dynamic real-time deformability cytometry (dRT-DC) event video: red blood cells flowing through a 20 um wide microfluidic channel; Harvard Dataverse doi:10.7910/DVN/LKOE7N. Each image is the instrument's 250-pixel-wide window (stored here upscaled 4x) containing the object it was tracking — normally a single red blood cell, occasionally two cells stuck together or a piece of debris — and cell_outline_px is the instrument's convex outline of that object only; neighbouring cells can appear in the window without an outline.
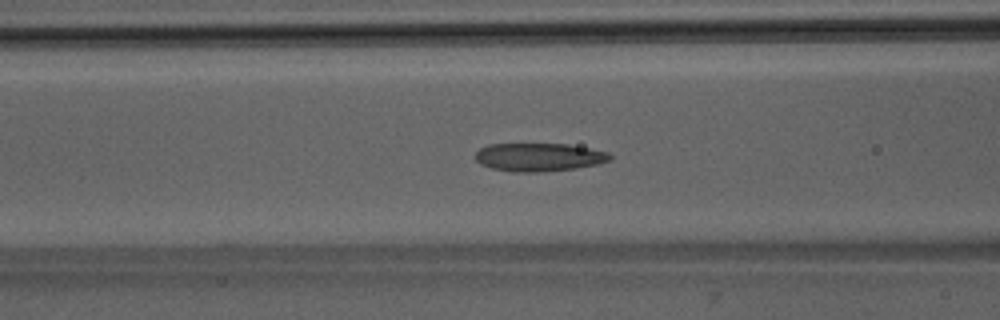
{"species": "Egyptian fruit bat (a non-hibernating species)", "species_latin": "Rousettus aegyptiacus", "temperature_condition": "room temperature", "stored_images_in_passage": 51, "camera_frame_rate_fps": 3000, "um_per_image_px": 0.085, "animal": {"sex": "male"}, "frame": {"image": 1, "passage_image": 20, "time_ms": 6.333, "image_size_px": [1000, 320], "cell_outline_px": [[612, 156], [608, 160], [596, 164], [576, 168], [544, 172], [512, 172], [492, 168], [480, 164], [472, 156], [480, 148], [488, 144], [568, 144], [608, 152]], "centroid_in_image_um": [45.75, 13.36], "position_along_channel_um": 120.9, "area_um2": 22.2}}
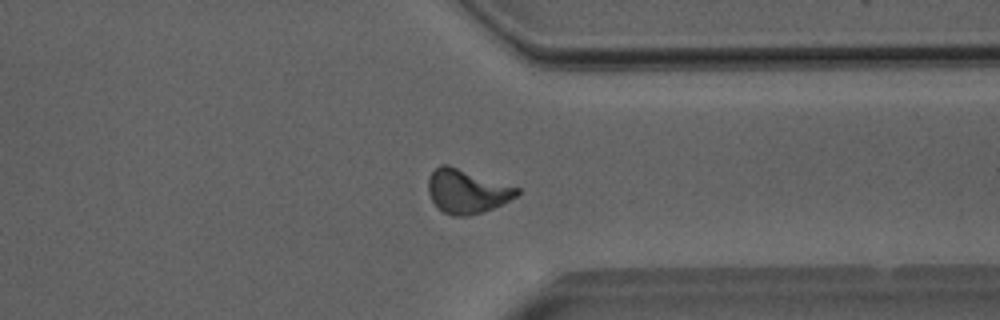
{"frame": {"image": 2, "passage_image": 39, "time_ms": 12.667, "image_size_px": [1000, 320], "cell_outline_px": [[520, 192], [516, 196], [484, 212], [468, 216], [452, 216], [444, 212], [432, 200], [428, 192], [428, 180], [432, 172], [440, 164], [448, 164], [520, 188]], "centroid_in_image_um": [39.68, 16.25], "position_along_channel_um": 371.7, "area_um2": 22.54}}
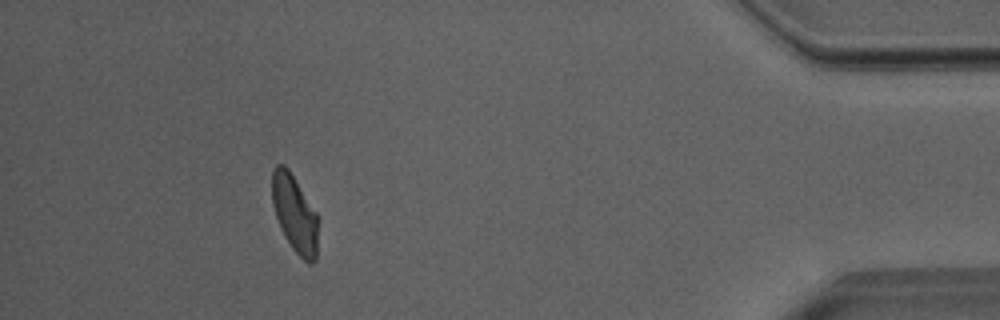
{"frame": {"image": 3, "passage_image": 46, "time_ms": 15.0, "image_size_px": [1000, 320], "cell_outline_px": [[316, 260], [312, 264], [308, 264], [292, 248], [284, 236], [276, 216], [272, 204], [272, 168], [276, 164], [284, 164], [288, 168], [316, 212]], "centroid_in_image_um": [25.01, 18.14], "position_along_channel_um": 410.2, "area_um2": 20.4}, "authors_computed_cell_mechanics": {"area_um2": 22.1952, "velocity_mm_per_s": 3.9855, "shape_relaxation_time_tau1_ms": null, "shape_relaxation_time_tau2_ms": 2.4175, "deformation_change_tau1": null, "deformation_change_tau2": 0.0872}}